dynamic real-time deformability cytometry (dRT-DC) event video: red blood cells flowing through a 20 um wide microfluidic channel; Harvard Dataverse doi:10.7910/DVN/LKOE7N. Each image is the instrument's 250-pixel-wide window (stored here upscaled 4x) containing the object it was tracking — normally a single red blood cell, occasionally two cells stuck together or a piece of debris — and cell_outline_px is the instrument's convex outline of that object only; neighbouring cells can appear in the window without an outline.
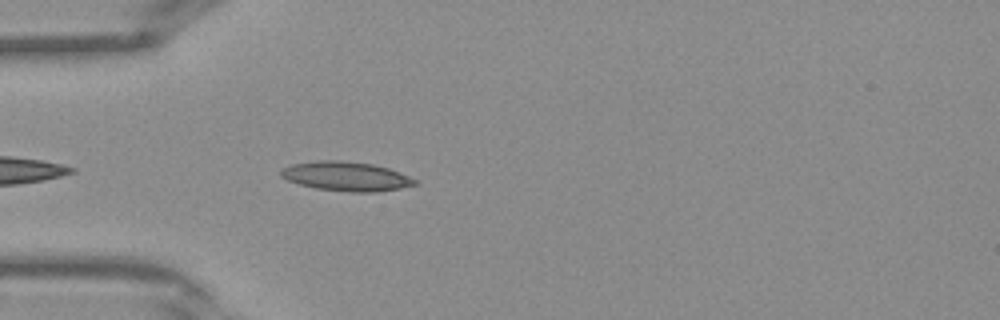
{"species": "Egyptian fruit bat (a non-hibernating species)", "species_latin": "Rousettus aegyptiacus", "temperature_condition": "warm", "stored_images_in_passage": 31, "camera_frame_rate_fps": 3000, "um_per_image_px": 0.085, "frame": {"image": 1, "passage_image": 2, "time_ms": 0.333, "image_size_px": [1000, 320], "cell_outline_px": [[420, 184], [400, 188], [372, 192], [352, 192], [316, 188], [300, 184], [288, 180], [280, 176], [280, 172], [284, 168], [292, 164], [316, 160], [340, 160], [372, 164], [388, 168], [420, 180]], "centroid_in_image_um": [29.47, 14.98], "position_along_channel_um": 55.5, "area_um2": 22.83}}
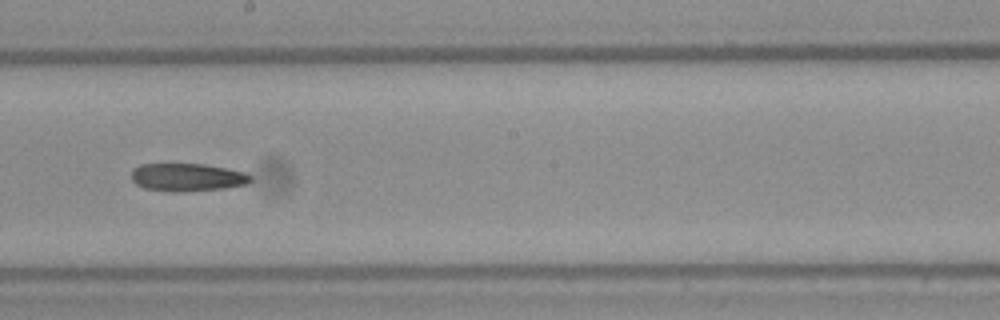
{"frame": {"image": 2, "passage_image": 13, "time_ms": 4.0, "image_size_px": [1000, 320], "cell_outline_px": [[252, 180], [248, 184], [224, 188], [172, 192], [144, 188], [136, 184], [132, 180], [132, 168], [140, 164], [204, 164], [244, 172], [252, 176]], "centroid_in_image_um": [15.9, 15.06], "position_along_channel_um": 232.3, "area_um2": 19.31}}
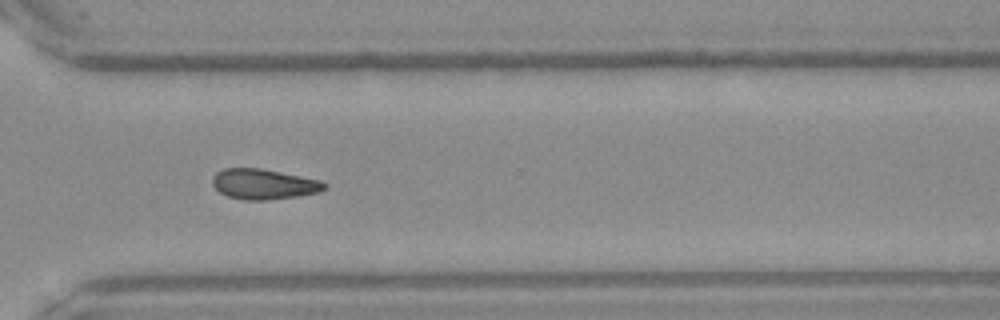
{"frame": {"image": 3, "passage_image": 20, "time_ms": 6.333, "image_size_px": [1000, 320], "cell_outline_px": [[328, 188], [320, 192], [300, 196], [268, 200], [244, 200], [228, 196], [220, 192], [212, 184], [212, 176], [216, 172], [224, 168], [260, 168], [320, 180], [328, 184]], "centroid_in_image_um": [22.44, 15.65], "position_along_channel_um": 348.2, "area_um2": 19.94}}